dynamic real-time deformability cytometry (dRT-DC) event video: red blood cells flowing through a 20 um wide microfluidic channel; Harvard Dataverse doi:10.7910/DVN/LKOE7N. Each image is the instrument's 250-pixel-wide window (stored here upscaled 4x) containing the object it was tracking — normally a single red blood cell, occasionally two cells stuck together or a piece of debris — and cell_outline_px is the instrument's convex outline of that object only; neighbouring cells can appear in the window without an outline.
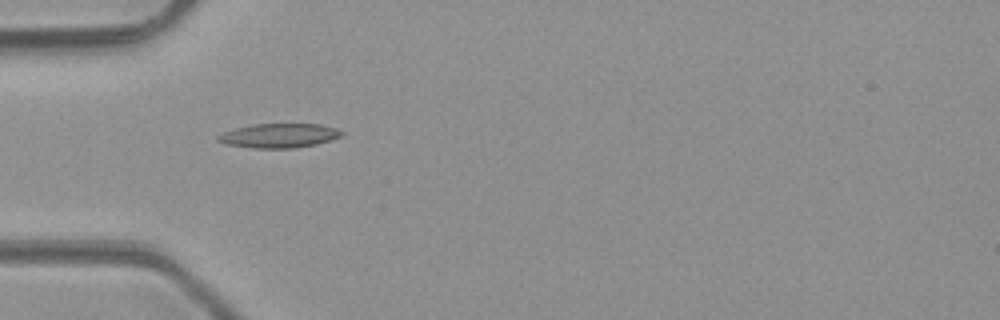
{"species": "common noctule bat (a hibernating species)", "species_latin": "Nyctalus noctula", "temperature_condition": "room temperature", "stored_images_in_passage": 5, "camera_frame_rate_fps": 3000, "um_per_image_px": 0.085, "animal": {"sex": "male", "body_mass_g": 23.1, "forearm_length_mm": 52.7}, "frame": {"image": 1, "passage_image": 5, "time_ms": 4.667, "image_size_px": [1000, 320], "cell_outline_px": [[344, 132], [340, 136], [316, 144], [292, 148], [252, 148], [224, 144], [216, 140], [216, 136], [224, 132], [236, 128], [252, 124], [320, 124]], "centroid_in_image_um": [23.64, 11.53], "position_along_channel_um": 61.4, "area_um2": 17.28}}